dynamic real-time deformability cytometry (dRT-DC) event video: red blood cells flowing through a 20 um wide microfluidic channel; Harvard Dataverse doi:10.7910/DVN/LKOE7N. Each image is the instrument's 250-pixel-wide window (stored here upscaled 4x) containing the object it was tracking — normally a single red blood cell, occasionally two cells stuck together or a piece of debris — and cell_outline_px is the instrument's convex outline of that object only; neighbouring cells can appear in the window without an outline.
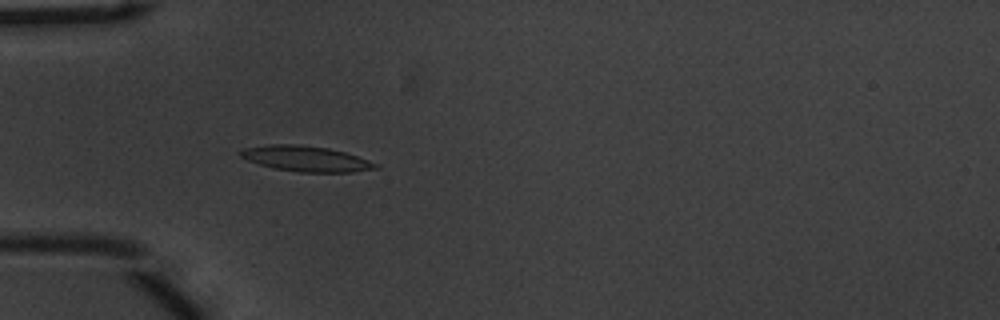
{"species": "common noctule bat (a hibernating species)", "species_latin": "Nyctalus noctula", "temperature_condition": "warm", "stored_images_in_passage": 54, "camera_frame_rate_fps": 3000, "um_per_image_px": 0.085, "animal": {"sex": "male", "body_mass_g": 20.1, "forearm_length_mm": 53.5}, "frame": {"image": 1, "passage_image": 17, "time_ms": 5.333, "image_size_px": [1000, 320], "cell_outline_px": [[380, 168], [352, 172], [300, 172], [272, 168], [248, 160], [240, 156], [236, 152], [244, 148], [268, 144], [296, 144], [328, 148], [344, 152], [380, 164]], "centroid_in_image_um": [25.99, 13.49], "position_along_channel_um": 59.0, "area_um2": 20.11}}
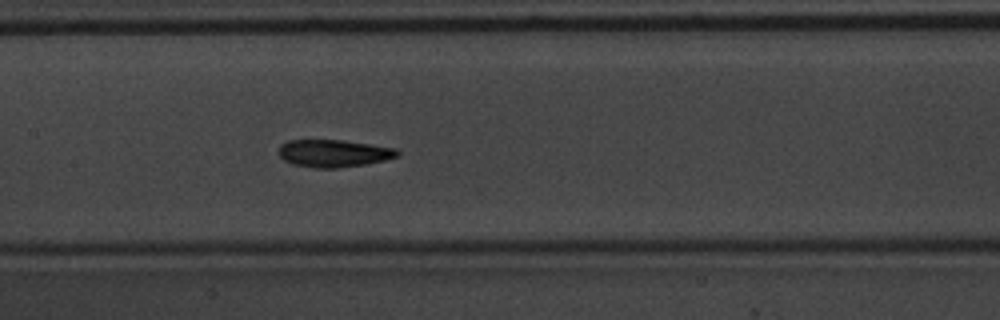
{"frame": {"image": 2, "passage_image": 27, "time_ms": 8.667, "image_size_px": [1000, 320], "cell_outline_px": [[400, 156], [384, 160], [364, 164], [336, 168], [312, 168], [292, 164], [284, 160], [280, 156], [280, 144], [288, 140], [344, 140], [396, 148], [400, 152]], "centroid_in_image_um": [28.37, 13.03], "position_along_channel_um": 179.0, "area_um2": 19.02}}
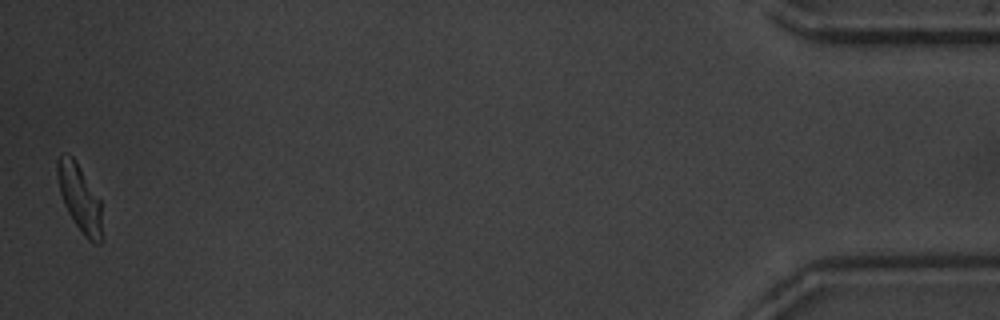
{"frame": {"image": 3, "passage_image": 54, "time_ms": 17.667, "image_size_px": [1000, 320], "cell_outline_px": [[104, 240], [100, 244], [96, 244], [88, 240], [84, 236], [68, 212], [64, 204], [60, 192], [56, 176], [56, 160], [60, 152], [68, 152], [72, 156], [80, 168], [100, 200]], "centroid_in_image_um": [6.77, 16.84], "position_along_channel_um": 428.4, "area_um2": 17.8}, "authors_computed_cell_mechanics": {"area_um2": 18.9873, "velocity_mm_per_s": 3.7347, "shape_relaxation_time_tau1_ms": 3.4685, "shape_relaxation_time_tau2_ms": 3.105, "deformation_change_tau1": 0.1555, "deformation_change_tau2": 0.096}}